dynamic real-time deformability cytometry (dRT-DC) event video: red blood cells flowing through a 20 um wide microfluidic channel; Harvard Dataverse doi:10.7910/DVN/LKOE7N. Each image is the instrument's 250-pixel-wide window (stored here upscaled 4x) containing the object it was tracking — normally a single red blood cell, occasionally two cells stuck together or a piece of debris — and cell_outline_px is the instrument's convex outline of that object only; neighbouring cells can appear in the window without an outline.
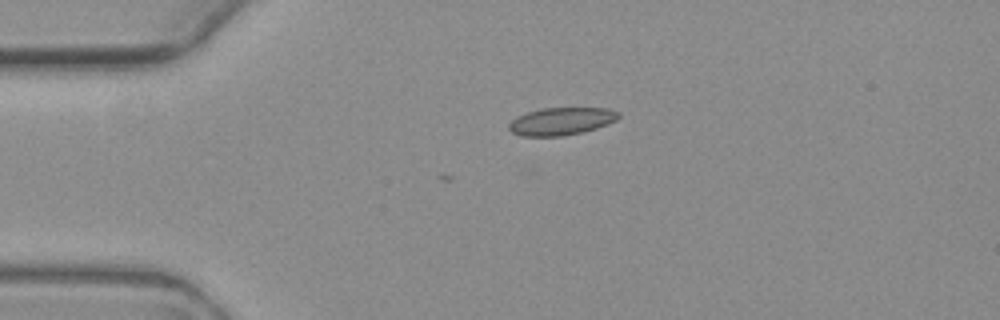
{"species": "common noctule bat (a hibernating species)", "species_latin": "Nyctalus noctula", "temperature_condition": "warm", "stored_images_in_passage": 2, "camera_frame_rate_fps": 3000, "um_per_image_px": 0.085, "animal": {"sex": "female", "body_mass_g": 19.3, "forearm_length_mm": 54.1}, "frame": {"image": 1, "passage_image": 1, "time_ms": 0.0, "image_size_px": [1000, 320], "cell_outline_px": [[620, 116], [616, 120], [608, 124], [584, 132], [560, 136], [520, 136], [512, 132], [508, 128], [508, 124], [516, 116], [540, 108], [608, 108], [620, 112]], "centroid_in_image_um": [47.71, 10.3], "position_along_channel_um": 37.3, "area_um2": 17.74}}